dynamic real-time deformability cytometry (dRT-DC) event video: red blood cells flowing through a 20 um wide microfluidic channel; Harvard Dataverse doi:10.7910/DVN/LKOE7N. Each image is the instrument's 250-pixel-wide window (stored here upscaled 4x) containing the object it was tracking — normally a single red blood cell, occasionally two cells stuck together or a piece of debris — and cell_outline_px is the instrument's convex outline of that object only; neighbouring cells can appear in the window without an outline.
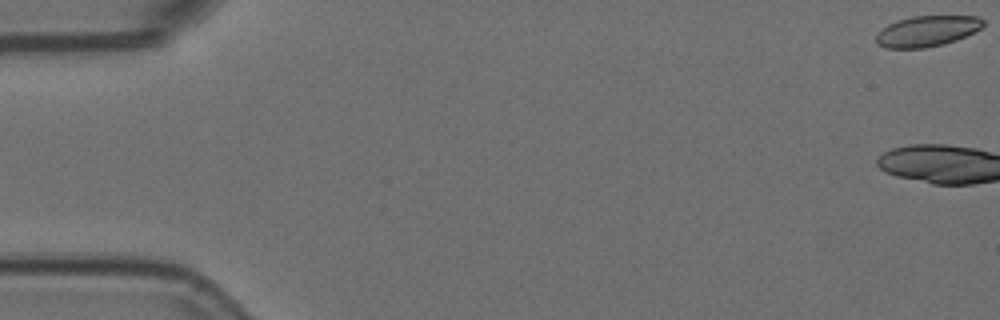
{"species": "Egyptian fruit bat (a non-hibernating species)", "species_latin": "Rousettus aegyptiacus", "temperature_condition": "room temperature", "stored_images_in_passage": 4, "camera_frame_rate_fps": 3000, "um_per_image_px": 0.085, "animal": {"sex": "female"}, "frame": {"image": 1, "passage_image": 1, "time_ms": 0.0, "image_size_px": [1000, 320], "cell_outline_px": [[984, 24], [980, 28], [956, 40], [944, 44], [924, 48], [884, 48], [876, 40], [876, 36], [888, 24], [896, 20], [912, 16], [980, 16], [984, 20]], "centroid_in_image_um": [78.81, 2.64], "position_along_channel_um": 6.2, "area_um2": 19.02}}